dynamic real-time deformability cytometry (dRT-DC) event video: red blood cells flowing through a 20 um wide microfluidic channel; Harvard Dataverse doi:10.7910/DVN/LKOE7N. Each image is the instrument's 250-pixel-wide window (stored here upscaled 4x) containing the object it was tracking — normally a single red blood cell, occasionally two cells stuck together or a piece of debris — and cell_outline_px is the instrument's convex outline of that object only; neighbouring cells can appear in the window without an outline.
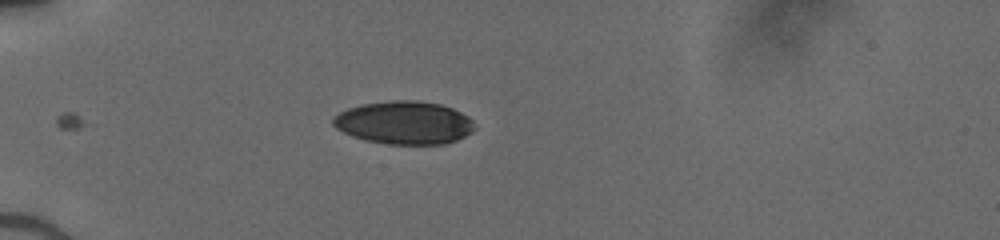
{"species": "human", "species_latin": "Homo sapiens", "temperature_condition": "cold", "stored_images_in_passage": 28, "camera_frame_rate_fps": 3000, "um_per_image_px": 0.085, "donor": {"sex": "male"}, "frame": {"image": 1, "passage_image": 1, "time_ms": 0.0, "image_size_px": [1000, 240], "cell_outline_px": [[476, 128], [472, 132], [456, 140], [444, 144], [388, 144], [368, 140], [352, 136], [336, 128], [332, 124], [332, 116], [348, 108], [360, 104], [388, 100], [416, 100], [440, 104], [452, 108], [468, 116], [472, 120]], "centroid_in_image_um": [34.35, 10.42], "position_along_channel_um": 50.7, "area_um2": 35.6}}
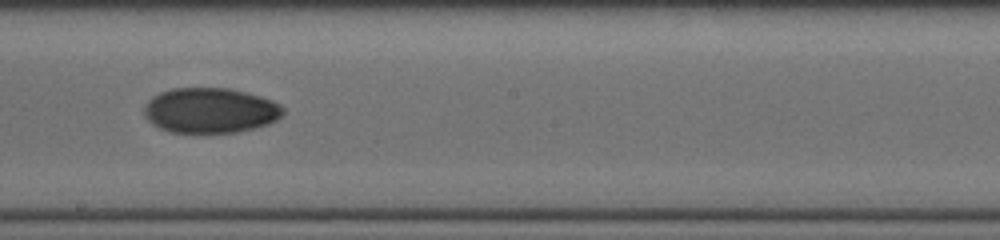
{"frame": {"image": 2, "passage_image": 16, "time_ms": 5.0, "image_size_px": [1000, 240], "cell_outline_px": [[284, 112], [276, 120], [268, 124], [256, 128], [236, 132], [168, 132], [152, 124], [144, 116], [144, 108], [152, 96], [160, 92], [172, 88], [228, 88], [260, 96], [272, 100], [280, 104], [284, 108]], "centroid_in_image_um": [17.87, 9.39], "position_along_channel_um": 230.3, "area_um2": 36.59}}
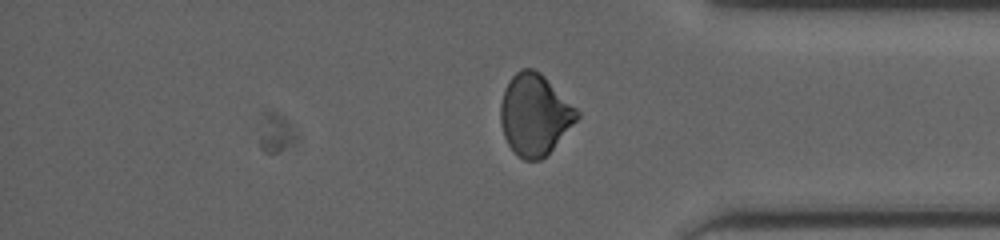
{"frame": {"image": 3, "passage_image": 28, "time_ms": 9.0, "image_size_px": [1000, 240], "cell_outline_px": [[580, 116], [552, 148], [540, 160], [524, 160], [508, 144], [504, 136], [500, 120], [500, 104], [504, 88], [508, 80], [516, 72], [524, 68], [532, 68], [540, 72], [580, 112]], "centroid_in_image_um": [45.42, 9.71], "position_along_channel_um": 389.8, "area_um2": 35.66}}